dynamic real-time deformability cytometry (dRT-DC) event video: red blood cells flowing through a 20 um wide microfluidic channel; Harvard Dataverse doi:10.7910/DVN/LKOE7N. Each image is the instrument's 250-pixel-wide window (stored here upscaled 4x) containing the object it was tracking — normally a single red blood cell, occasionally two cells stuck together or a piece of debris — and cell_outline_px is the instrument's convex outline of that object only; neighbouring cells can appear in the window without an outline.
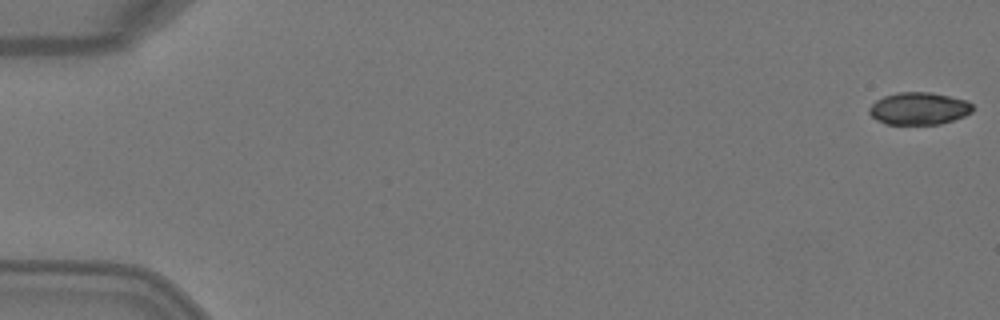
{"species": "Egyptian fruit bat (a non-hibernating species)", "species_latin": "Rousettus aegyptiacus", "temperature_condition": "warm", "stored_images_in_passage": 5, "camera_frame_rate_fps": 3000, "um_per_image_px": 0.085, "animal": {"sex": "female"}, "frame": {"image": 1, "passage_image": 1, "time_ms": 0.0, "image_size_px": [1000, 320], "cell_outline_px": [[972, 112], [964, 116], [940, 124], [884, 124], [876, 120], [868, 112], [868, 108], [876, 100], [884, 96], [896, 92], [928, 92], [968, 100], [972, 104]], "centroid_in_image_um": [78.08, 9.22], "position_along_channel_um": 6.9, "area_um2": 19.54}}
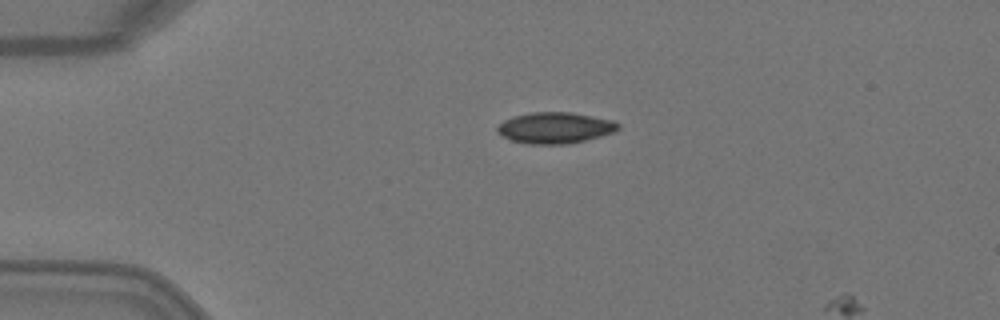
{"frame": {"image": 2, "passage_image": 4, "time_ms": 1.0, "image_size_px": [1000, 320], "cell_outline_px": [[620, 128], [616, 132], [568, 144], [528, 144], [512, 140], [500, 136], [496, 132], [496, 128], [504, 120], [512, 116], [532, 112], [568, 112], [612, 120], [620, 124]], "centroid_in_image_um": [47.15, 10.87], "position_along_channel_um": 37.8, "area_um2": 21.96}}